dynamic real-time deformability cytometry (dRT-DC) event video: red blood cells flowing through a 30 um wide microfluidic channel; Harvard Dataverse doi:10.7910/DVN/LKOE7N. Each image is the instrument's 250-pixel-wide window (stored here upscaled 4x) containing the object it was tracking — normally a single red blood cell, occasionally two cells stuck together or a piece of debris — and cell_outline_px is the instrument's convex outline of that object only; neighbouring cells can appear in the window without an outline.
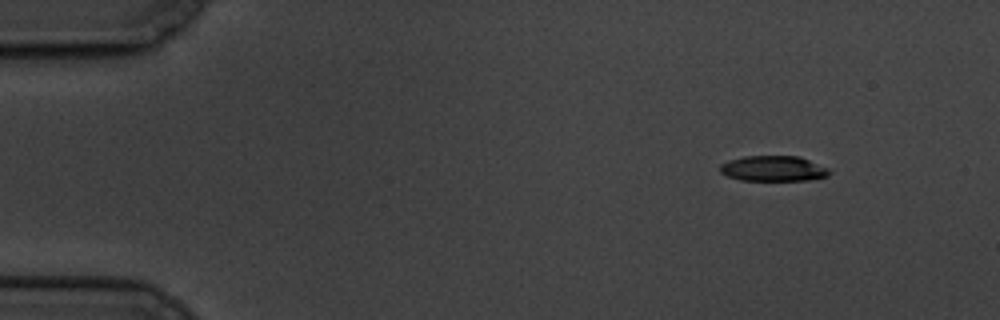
{"species": "common noctule bat (a hibernating species)", "species_latin": "Nyctalus noctula", "temperature_condition": "cold", "stored_images_in_passage": 4, "camera_frame_rate_fps": 3000, "um_per_image_px": 0.085, "animal": {"sex": "male", "body_mass_g": 19.5, "forearm_length_mm": 54.6}, "frame": {"image": 1, "passage_image": 1, "time_ms": 0.0, "image_size_px": [1000, 320], "cell_outline_px": [[832, 172], [828, 176], [808, 180], [740, 180], [728, 176], [720, 172], [720, 164], [728, 160], [744, 156], [800, 156], [828, 168]], "centroid_in_image_um": [65.74, 14.32], "position_along_channel_um": 19.3, "area_um2": 16.24}}